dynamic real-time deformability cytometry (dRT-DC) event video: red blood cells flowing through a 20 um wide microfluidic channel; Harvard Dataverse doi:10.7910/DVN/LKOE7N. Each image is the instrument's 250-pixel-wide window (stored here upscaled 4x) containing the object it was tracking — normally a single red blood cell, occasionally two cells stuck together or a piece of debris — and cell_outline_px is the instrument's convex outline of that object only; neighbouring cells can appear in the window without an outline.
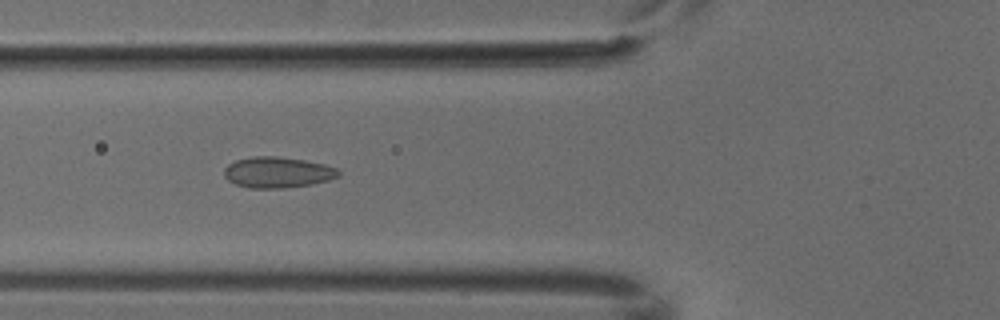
{"species": "common noctule bat (a hibernating species)", "species_latin": "Nyctalus noctula", "temperature_condition": "cold", "stored_images_in_passage": 7, "camera_frame_rate_fps": 3000, "um_per_image_px": 0.085, "animal": {"sex": "male", "body_mass_g": 18.8}, "frame": {"image": 1, "passage_image": 6, "time_ms": 1.667, "image_size_px": [1000, 320], "cell_outline_px": [[340, 176], [328, 180], [312, 184], [284, 188], [248, 188], [236, 184], [228, 180], [224, 176], [224, 168], [228, 164], [236, 160], [252, 156], [272, 156], [304, 160], [324, 164], [336, 168], [340, 172]], "centroid_in_image_um": [23.58, 14.65], "position_along_channel_um": 102.2, "area_um2": 20.58}}
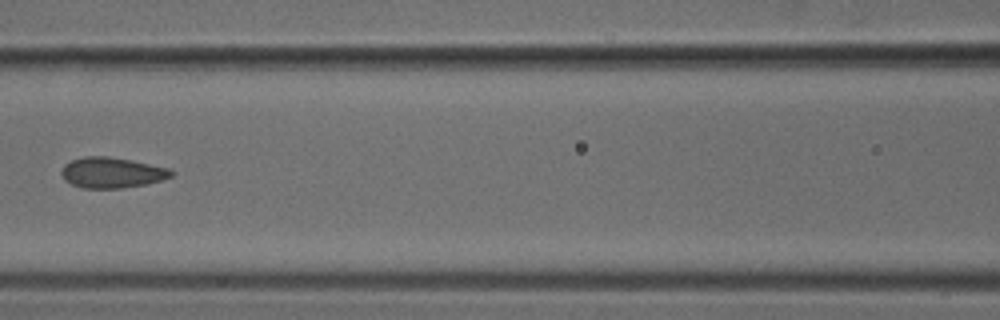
{"frame": {"image": 2, "passage_image": 7, "time_ms": 2.0, "image_size_px": [1000, 320], "cell_outline_px": [[172, 176], [160, 180], [144, 184], [120, 188], [84, 188], [72, 184], [64, 180], [60, 172], [64, 164], [72, 160], [84, 156], [108, 156], [132, 160], [168, 168], [172, 172]], "centroid_in_image_um": [9.45, 14.66], "position_along_channel_um": 157.1, "area_um2": 19.42}}